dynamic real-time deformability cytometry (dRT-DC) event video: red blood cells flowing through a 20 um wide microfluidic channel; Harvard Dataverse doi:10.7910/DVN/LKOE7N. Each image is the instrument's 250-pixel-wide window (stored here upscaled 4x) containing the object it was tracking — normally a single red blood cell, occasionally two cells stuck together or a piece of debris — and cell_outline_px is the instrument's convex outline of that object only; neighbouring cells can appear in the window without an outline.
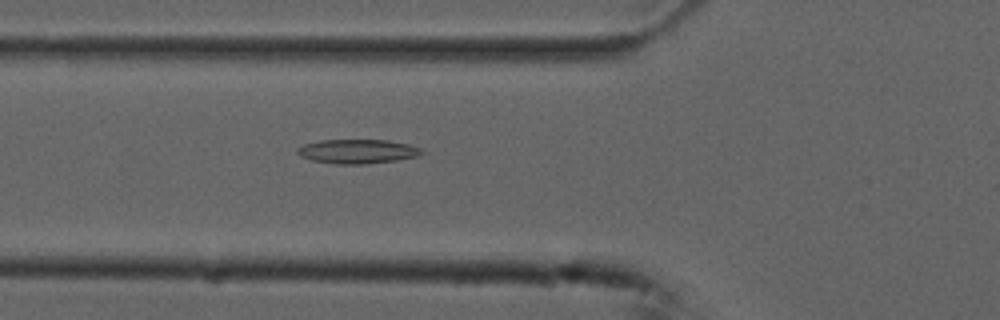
{"species": "common noctule bat (a hibernating species)", "species_latin": "Nyctalus noctula", "temperature_condition": "cold", "stored_images_in_passage": 39, "camera_frame_rate_fps": 3000, "um_per_image_px": 0.085, "animal": {"sex": "male", "forearm_length_mm": 52.5}, "frame": {"image": 1, "passage_image": 8, "time_ms": 2.333, "image_size_px": [1000, 320], "cell_outline_px": [[428, 152], [416, 156], [396, 160], [368, 164], [336, 164], [312, 160], [300, 156], [296, 152], [296, 148], [304, 144], [320, 140], [388, 140], [408, 144], [420, 148]], "centroid_in_image_um": [30.39, 12.87], "position_along_channel_um": 95.4, "area_um2": 17.63}}
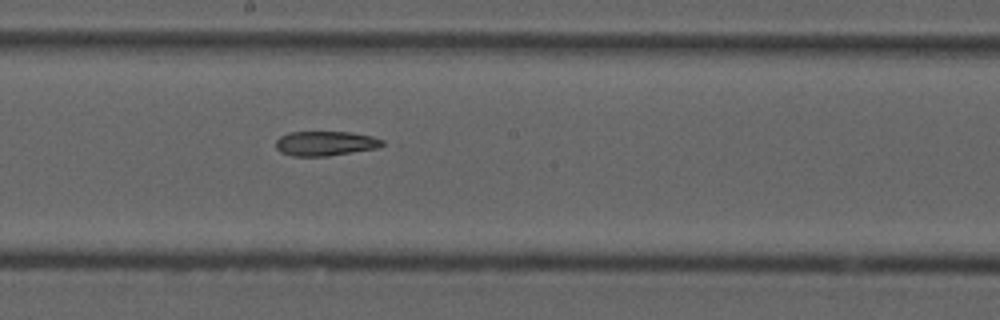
{"frame": {"image": 2, "passage_image": 18, "time_ms": 5.667, "image_size_px": [1000, 320], "cell_outline_px": [[384, 144], [376, 148], [328, 156], [292, 156], [280, 152], [276, 148], [276, 140], [280, 136], [288, 132], [348, 132], [372, 136], [384, 140]], "centroid_in_image_um": [27.63, 12.19], "position_along_channel_um": 220.6, "area_um2": 15.26}}
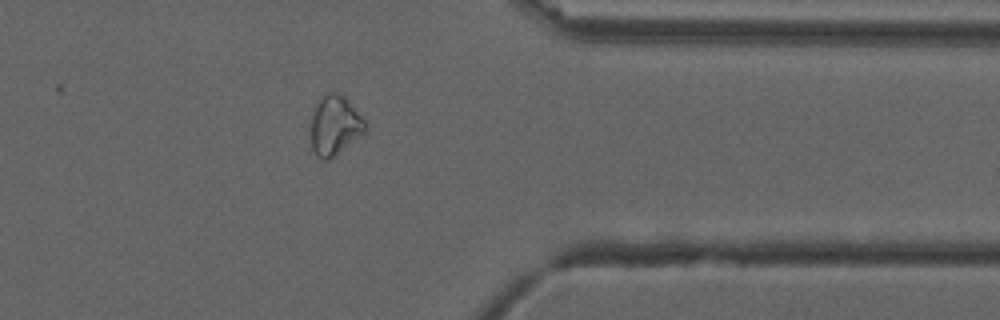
{"frame": {"image": 3, "passage_image": 32, "time_ms": 10.333, "image_size_px": [1000, 320], "cell_outline_px": [[368, 128], [364, 132], [328, 160], [320, 160], [316, 156], [312, 148], [312, 112], [320, 96], [324, 92], [332, 92], [344, 96], [348, 100], [368, 124]], "centroid_in_image_um": [28.45, 10.63], "position_along_channel_um": 383.0, "area_um2": 18.73}, "authors_computed_cell_mechanics": {"area_um2": 16.8198, "velocity_mm_per_s": 3.7436, "shape_relaxation_time_tau1_ms": null, "shape_relaxation_time_tau2_ms": 6.5574, "deformation_change_tau1": null, "deformation_change_tau2": 0.1396}}